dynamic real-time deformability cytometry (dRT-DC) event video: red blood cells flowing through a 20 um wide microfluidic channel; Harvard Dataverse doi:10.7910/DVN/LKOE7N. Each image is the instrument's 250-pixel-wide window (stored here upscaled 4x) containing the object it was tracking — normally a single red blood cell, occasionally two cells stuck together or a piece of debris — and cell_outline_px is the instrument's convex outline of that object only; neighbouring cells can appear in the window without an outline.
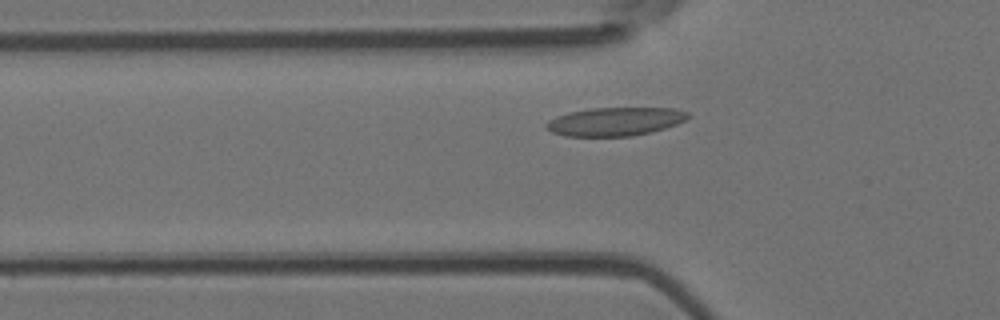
{"species": "Egyptian fruit bat (a non-hibernating species)", "species_latin": "Rousettus aegyptiacus", "temperature_condition": "room temperature", "stored_images_in_passage": 39, "camera_frame_rate_fps": 3000, "um_per_image_px": 0.085, "animal": {"sex": "female"}, "frame": {"image": 1, "passage_image": 10, "time_ms": 3.0, "image_size_px": [1000, 320], "cell_outline_px": [[692, 116], [676, 124], [652, 132], [632, 136], [564, 136], [552, 132], [544, 124], [548, 120], [556, 116], [568, 112], [592, 108], [676, 108], [688, 112]], "centroid_in_image_um": [52.29, 10.33], "position_along_channel_um": 73.5, "area_um2": 23.58}}
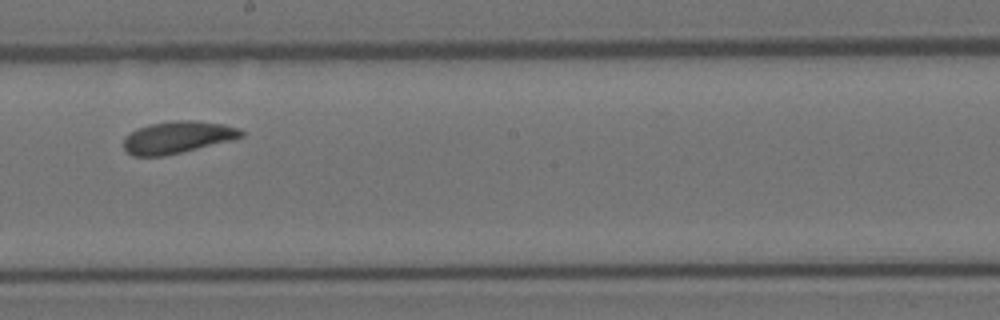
{"frame": {"image": 2, "passage_image": 22, "time_ms": 7.0, "image_size_px": [1000, 320], "cell_outline_px": [[244, 136], [232, 140], [164, 156], [132, 156], [124, 148], [124, 136], [140, 128], [152, 124], [176, 120], [196, 120], [224, 124], [240, 128], [244, 132]], "centroid_in_image_um": [15.13, 11.67], "position_along_channel_um": 233.1, "area_um2": 21.85}}
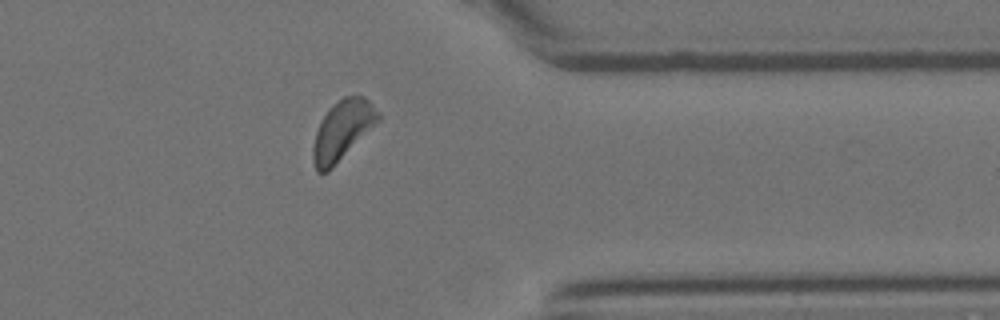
{"frame": {"image": 3, "passage_image": 34, "time_ms": 11.0, "image_size_px": [1000, 320], "cell_outline_px": [[380, 120], [328, 172], [316, 172], [312, 160], [312, 148], [316, 132], [324, 116], [332, 104], [344, 96], [364, 96], [380, 112]], "centroid_in_image_um": [29.1, 11.08], "position_along_channel_um": 382.3, "area_um2": 22.43}, "authors_computed_cell_mechanics": {"area_um2": 22.1952, "velocity_mm_per_s": 3.9758, "shape_relaxation_time_tau1_ms": 2.1416, "shape_relaxation_time_tau2_ms": 3.5248, "deformation_change_tau1": 0.0886, "deformation_change_tau2": 0.0958}}